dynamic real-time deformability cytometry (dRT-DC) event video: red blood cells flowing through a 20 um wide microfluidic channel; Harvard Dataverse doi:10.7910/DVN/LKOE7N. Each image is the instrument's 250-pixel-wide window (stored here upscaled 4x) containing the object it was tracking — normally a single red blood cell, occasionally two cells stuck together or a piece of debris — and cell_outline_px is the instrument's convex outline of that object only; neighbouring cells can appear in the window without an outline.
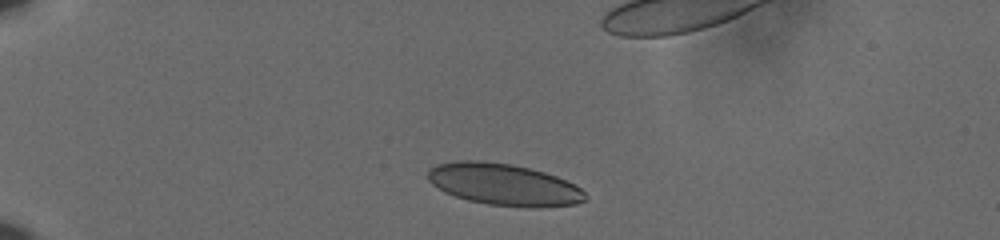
{"species": "human", "species_latin": "Homo sapiens", "temperature_condition": "cold", "stored_images_in_passage": 42, "camera_frame_rate_fps": 3000, "um_per_image_px": 0.085, "donor": {"sex": "male"}, "frame": {"image": 1, "passage_image": 1, "time_ms": 0.0, "image_size_px": [1000, 240], "cell_outline_px": [[588, 200], [576, 204], [544, 208], [528, 208], [488, 204], [468, 200], [444, 192], [432, 184], [428, 180], [428, 168], [436, 164], [456, 160], [480, 160], [512, 164], [544, 172], [556, 176], [580, 188], [588, 196]], "centroid_in_image_um": [42.82, 15.69], "position_along_channel_um": 42.2, "area_um2": 38.67}}
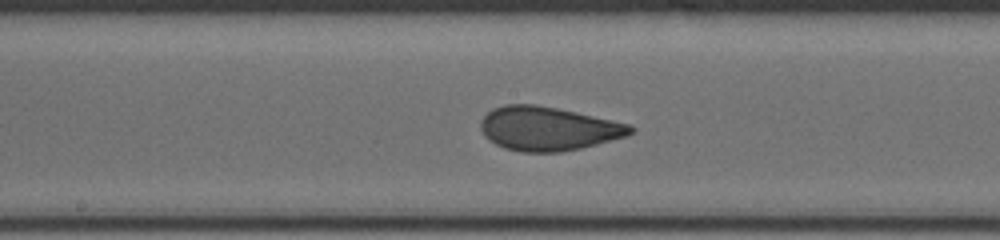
{"frame": {"image": 2, "passage_image": 19, "time_ms": 6.0, "image_size_px": [1000, 240], "cell_outline_px": [[636, 132], [628, 136], [580, 148], [560, 152], [520, 152], [504, 148], [488, 140], [484, 136], [480, 128], [480, 120], [492, 108], [504, 104], [536, 104], [576, 112], [632, 124], [636, 128]], "centroid_in_image_um": [46.6, 10.93], "position_along_channel_um": 201.6, "area_um2": 38.67}}
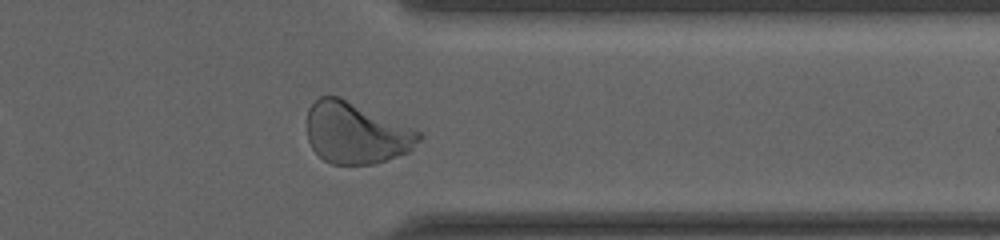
{"frame": {"image": 3, "passage_image": 34, "time_ms": 11.0, "image_size_px": [1000, 240], "cell_outline_px": [[424, 136], [408, 152], [372, 164], [332, 164], [324, 160], [312, 148], [308, 140], [308, 108], [320, 96], [340, 96], [420, 132]], "centroid_in_image_um": [30.24, 11.3], "position_along_channel_um": 381.2, "area_um2": 39.54}, "authors_computed_cell_mechanics": {"area_um2": 38.6971, "velocity_mm_per_s": 3.6142, "shape_relaxation_time_tau1_ms": 5.2594, "shape_relaxation_time_tau2_ms": null, "deformation_change_tau1": 0.1501, "deformation_change_tau2": null}}